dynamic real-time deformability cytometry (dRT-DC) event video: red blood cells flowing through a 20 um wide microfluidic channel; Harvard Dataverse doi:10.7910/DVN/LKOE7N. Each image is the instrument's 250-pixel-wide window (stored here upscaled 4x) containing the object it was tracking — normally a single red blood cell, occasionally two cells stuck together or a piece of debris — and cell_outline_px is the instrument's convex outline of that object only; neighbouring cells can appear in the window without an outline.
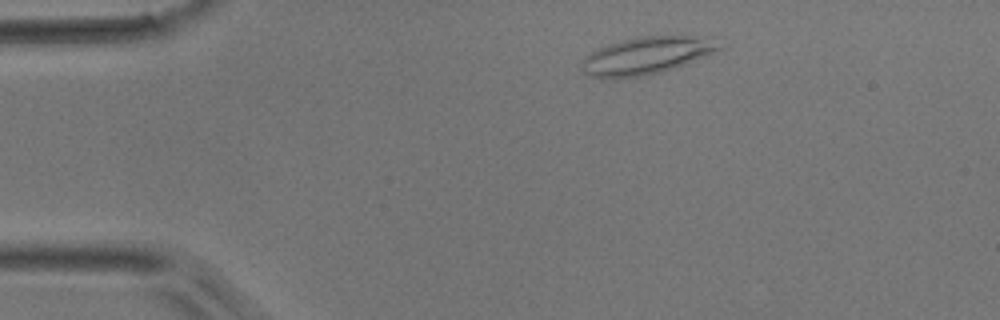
{"species": "common noctule bat (a hibernating species)", "species_latin": "Nyctalus noctula", "temperature_condition": "room temperature", "stored_images_in_passage": 42, "camera_frame_rate_fps": 3000, "um_per_image_px": 0.085, "animal": {"sex": "male", "body_mass_g": 17.9}, "frame": {"image": 1, "passage_image": 1, "time_ms": 0.0, "image_size_px": [1000, 320], "cell_outline_px": [[720, 48], [712, 52], [672, 68], [660, 72], [640, 76], [612, 80], [604, 80], [588, 76], [580, 68], [580, 64], [592, 52], [608, 44], [636, 36], [688, 36], [700, 40]], "centroid_in_image_um": [54.67, 4.79], "position_along_channel_um": 30.3, "area_um2": 28.73}}
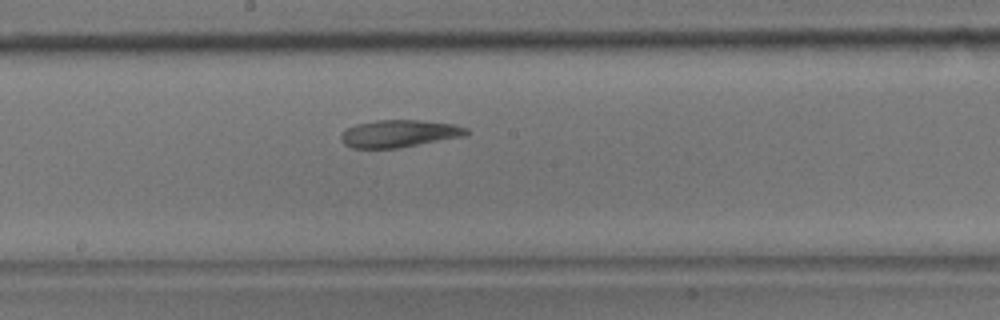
{"frame": {"image": 2, "passage_image": 19, "time_ms": 6.0, "image_size_px": [1000, 320], "cell_outline_px": [[468, 132], [464, 136], [400, 148], [352, 148], [344, 144], [340, 136], [348, 128], [356, 124], [376, 120], [420, 120], [456, 124], [468, 128]], "centroid_in_image_um": [33.95, 11.35], "position_along_channel_um": 214.2, "area_um2": 20.0}}
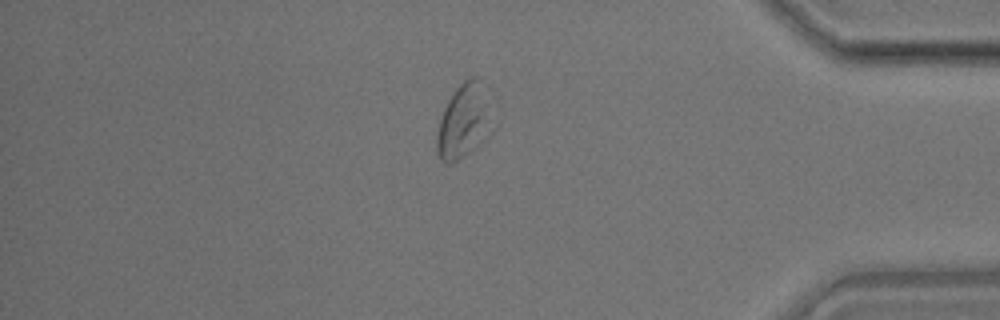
{"frame": {"image": 3, "passage_image": 35, "time_ms": 11.333, "image_size_px": [1000, 320], "cell_outline_px": [[480, 140], [472, 148], [456, 160], [448, 164], [444, 164], [440, 160], [436, 152], [436, 136], [440, 120], [444, 108], [448, 100], [456, 88], [464, 80], [472, 76], [476, 76], [480, 108]], "centroid_in_image_um": [39.06, 10.43], "position_along_channel_um": 396.1, "area_um2": 19.77}}